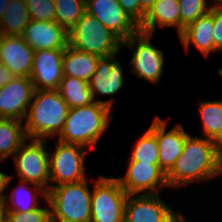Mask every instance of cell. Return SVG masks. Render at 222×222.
<instances>
[{"label":"cell","mask_w":222,"mask_h":222,"mask_svg":"<svg viewBox=\"0 0 222 222\" xmlns=\"http://www.w3.org/2000/svg\"><path fill=\"white\" fill-rule=\"evenodd\" d=\"M56 149L50 155V188L65 183L80 182L85 177V150L79 144L57 141Z\"/></svg>","instance_id":"ba28073f"},{"label":"cell","mask_w":222,"mask_h":222,"mask_svg":"<svg viewBox=\"0 0 222 222\" xmlns=\"http://www.w3.org/2000/svg\"><path fill=\"white\" fill-rule=\"evenodd\" d=\"M14 76L6 68V66L0 61V88L8 84Z\"/></svg>","instance_id":"e575fe53"},{"label":"cell","mask_w":222,"mask_h":222,"mask_svg":"<svg viewBox=\"0 0 222 222\" xmlns=\"http://www.w3.org/2000/svg\"><path fill=\"white\" fill-rule=\"evenodd\" d=\"M117 54L108 57H101L96 66L94 74L91 76L89 89L95 102H99L112 108V100L97 99L96 95H116L124 84L123 70L121 63L116 58Z\"/></svg>","instance_id":"2e32d148"},{"label":"cell","mask_w":222,"mask_h":222,"mask_svg":"<svg viewBox=\"0 0 222 222\" xmlns=\"http://www.w3.org/2000/svg\"><path fill=\"white\" fill-rule=\"evenodd\" d=\"M177 214L158 194H128L124 222H169Z\"/></svg>","instance_id":"7c38bea8"},{"label":"cell","mask_w":222,"mask_h":222,"mask_svg":"<svg viewBox=\"0 0 222 222\" xmlns=\"http://www.w3.org/2000/svg\"><path fill=\"white\" fill-rule=\"evenodd\" d=\"M34 90L30 77H14L1 87L0 118L24 121Z\"/></svg>","instance_id":"5bb4252c"},{"label":"cell","mask_w":222,"mask_h":222,"mask_svg":"<svg viewBox=\"0 0 222 222\" xmlns=\"http://www.w3.org/2000/svg\"><path fill=\"white\" fill-rule=\"evenodd\" d=\"M86 11L123 41L137 34L139 25L128 16L117 0H85Z\"/></svg>","instance_id":"8fae6325"},{"label":"cell","mask_w":222,"mask_h":222,"mask_svg":"<svg viewBox=\"0 0 222 222\" xmlns=\"http://www.w3.org/2000/svg\"><path fill=\"white\" fill-rule=\"evenodd\" d=\"M55 21L69 32L86 12L85 0H54Z\"/></svg>","instance_id":"4316f807"},{"label":"cell","mask_w":222,"mask_h":222,"mask_svg":"<svg viewBox=\"0 0 222 222\" xmlns=\"http://www.w3.org/2000/svg\"><path fill=\"white\" fill-rule=\"evenodd\" d=\"M218 73H219L220 76H222V68L218 69Z\"/></svg>","instance_id":"b9f144b4"},{"label":"cell","mask_w":222,"mask_h":222,"mask_svg":"<svg viewBox=\"0 0 222 222\" xmlns=\"http://www.w3.org/2000/svg\"><path fill=\"white\" fill-rule=\"evenodd\" d=\"M169 222H186L184 215L178 213L175 217H173Z\"/></svg>","instance_id":"f35d334b"},{"label":"cell","mask_w":222,"mask_h":222,"mask_svg":"<svg viewBox=\"0 0 222 222\" xmlns=\"http://www.w3.org/2000/svg\"><path fill=\"white\" fill-rule=\"evenodd\" d=\"M129 161L159 164V148L156 136L149 128L137 141Z\"/></svg>","instance_id":"83f0119b"},{"label":"cell","mask_w":222,"mask_h":222,"mask_svg":"<svg viewBox=\"0 0 222 222\" xmlns=\"http://www.w3.org/2000/svg\"><path fill=\"white\" fill-rule=\"evenodd\" d=\"M22 37L34 51L68 46V32L56 21L30 20Z\"/></svg>","instance_id":"e0dca14e"},{"label":"cell","mask_w":222,"mask_h":222,"mask_svg":"<svg viewBox=\"0 0 222 222\" xmlns=\"http://www.w3.org/2000/svg\"><path fill=\"white\" fill-rule=\"evenodd\" d=\"M111 118V108L99 102L70 108L58 140L92 149L107 130Z\"/></svg>","instance_id":"3957f363"},{"label":"cell","mask_w":222,"mask_h":222,"mask_svg":"<svg viewBox=\"0 0 222 222\" xmlns=\"http://www.w3.org/2000/svg\"><path fill=\"white\" fill-rule=\"evenodd\" d=\"M5 222H51V212L49 208L42 207L26 213L6 212Z\"/></svg>","instance_id":"4dcf8cb0"},{"label":"cell","mask_w":222,"mask_h":222,"mask_svg":"<svg viewBox=\"0 0 222 222\" xmlns=\"http://www.w3.org/2000/svg\"><path fill=\"white\" fill-rule=\"evenodd\" d=\"M24 124L27 138L46 140L60 135L70 107L58 90L35 89Z\"/></svg>","instance_id":"7a4b0ae2"},{"label":"cell","mask_w":222,"mask_h":222,"mask_svg":"<svg viewBox=\"0 0 222 222\" xmlns=\"http://www.w3.org/2000/svg\"><path fill=\"white\" fill-rule=\"evenodd\" d=\"M213 1L216 3L213 6L222 8V0H213Z\"/></svg>","instance_id":"ab89813d"},{"label":"cell","mask_w":222,"mask_h":222,"mask_svg":"<svg viewBox=\"0 0 222 222\" xmlns=\"http://www.w3.org/2000/svg\"><path fill=\"white\" fill-rule=\"evenodd\" d=\"M45 145L46 140L31 139L29 144L25 141L13 155V159L20 180L38 185L48 192L50 165L49 153Z\"/></svg>","instance_id":"52a82bcc"},{"label":"cell","mask_w":222,"mask_h":222,"mask_svg":"<svg viewBox=\"0 0 222 222\" xmlns=\"http://www.w3.org/2000/svg\"><path fill=\"white\" fill-rule=\"evenodd\" d=\"M23 121L0 118V160L13 156L27 140Z\"/></svg>","instance_id":"603a6c76"},{"label":"cell","mask_w":222,"mask_h":222,"mask_svg":"<svg viewBox=\"0 0 222 222\" xmlns=\"http://www.w3.org/2000/svg\"><path fill=\"white\" fill-rule=\"evenodd\" d=\"M116 179L127 194L134 195L159 194V188L168 186L159 164L129 161L126 175Z\"/></svg>","instance_id":"30bf717a"},{"label":"cell","mask_w":222,"mask_h":222,"mask_svg":"<svg viewBox=\"0 0 222 222\" xmlns=\"http://www.w3.org/2000/svg\"><path fill=\"white\" fill-rule=\"evenodd\" d=\"M86 179L52 186L47 192L51 222H90L91 190Z\"/></svg>","instance_id":"277c9868"},{"label":"cell","mask_w":222,"mask_h":222,"mask_svg":"<svg viewBox=\"0 0 222 222\" xmlns=\"http://www.w3.org/2000/svg\"><path fill=\"white\" fill-rule=\"evenodd\" d=\"M222 175V147L207 138L186 137L183 151L166 174L168 187L188 186L193 182Z\"/></svg>","instance_id":"6da1fadb"},{"label":"cell","mask_w":222,"mask_h":222,"mask_svg":"<svg viewBox=\"0 0 222 222\" xmlns=\"http://www.w3.org/2000/svg\"><path fill=\"white\" fill-rule=\"evenodd\" d=\"M34 50L22 36L3 35L0 61L14 77H30Z\"/></svg>","instance_id":"ac0fdd59"},{"label":"cell","mask_w":222,"mask_h":222,"mask_svg":"<svg viewBox=\"0 0 222 222\" xmlns=\"http://www.w3.org/2000/svg\"><path fill=\"white\" fill-rule=\"evenodd\" d=\"M68 45L99 57L119 54L120 48L124 47L123 40L119 36L87 11L68 32Z\"/></svg>","instance_id":"5b68a950"},{"label":"cell","mask_w":222,"mask_h":222,"mask_svg":"<svg viewBox=\"0 0 222 222\" xmlns=\"http://www.w3.org/2000/svg\"><path fill=\"white\" fill-rule=\"evenodd\" d=\"M177 27L180 35V5L178 0H156L153 7L145 15L139 29L143 33L155 34L156 26Z\"/></svg>","instance_id":"ffe728a7"},{"label":"cell","mask_w":222,"mask_h":222,"mask_svg":"<svg viewBox=\"0 0 222 222\" xmlns=\"http://www.w3.org/2000/svg\"><path fill=\"white\" fill-rule=\"evenodd\" d=\"M65 49L34 51L30 80L35 89L58 90L63 75L62 57Z\"/></svg>","instance_id":"4fadbf2b"},{"label":"cell","mask_w":222,"mask_h":222,"mask_svg":"<svg viewBox=\"0 0 222 222\" xmlns=\"http://www.w3.org/2000/svg\"><path fill=\"white\" fill-rule=\"evenodd\" d=\"M124 12L139 25V0H117Z\"/></svg>","instance_id":"d6a6232c"},{"label":"cell","mask_w":222,"mask_h":222,"mask_svg":"<svg viewBox=\"0 0 222 222\" xmlns=\"http://www.w3.org/2000/svg\"><path fill=\"white\" fill-rule=\"evenodd\" d=\"M2 41H3V35L0 33V47H1Z\"/></svg>","instance_id":"60d3db41"},{"label":"cell","mask_w":222,"mask_h":222,"mask_svg":"<svg viewBox=\"0 0 222 222\" xmlns=\"http://www.w3.org/2000/svg\"><path fill=\"white\" fill-rule=\"evenodd\" d=\"M12 179H13L12 175H6L5 173L0 171V200L5 199V194H3V192Z\"/></svg>","instance_id":"d590c367"},{"label":"cell","mask_w":222,"mask_h":222,"mask_svg":"<svg viewBox=\"0 0 222 222\" xmlns=\"http://www.w3.org/2000/svg\"><path fill=\"white\" fill-rule=\"evenodd\" d=\"M20 181L21 182L18 187L14 188V190L11 192L10 199H8V194L5 195L4 200L6 205V212L18 211L21 213H26L30 210L39 208L40 196L38 194H41L45 199H47V191L44 188L33 184L32 190V187L30 188L28 186L31 183L24 180ZM37 191L39 192L38 194L35 193ZM7 199L9 200L8 202Z\"/></svg>","instance_id":"7402d4cb"},{"label":"cell","mask_w":222,"mask_h":222,"mask_svg":"<svg viewBox=\"0 0 222 222\" xmlns=\"http://www.w3.org/2000/svg\"><path fill=\"white\" fill-rule=\"evenodd\" d=\"M91 194L90 222H124L128 194L114 177H99Z\"/></svg>","instance_id":"8992f818"},{"label":"cell","mask_w":222,"mask_h":222,"mask_svg":"<svg viewBox=\"0 0 222 222\" xmlns=\"http://www.w3.org/2000/svg\"><path fill=\"white\" fill-rule=\"evenodd\" d=\"M213 41L214 52L222 51V8L213 6Z\"/></svg>","instance_id":"1f68e13d"},{"label":"cell","mask_w":222,"mask_h":222,"mask_svg":"<svg viewBox=\"0 0 222 222\" xmlns=\"http://www.w3.org/2000/svg\"><path fill=\"white\" fill-rule=\"evenodd\" d=\"M153 35L139 31L123 41V45L133 50L131 72L156 86L161 80L164 54L151 43Z\"/></svg>","instance_id":"9c48e42d"},{"label":"cell","mask_w":222,"mask_h":222,"mask_svg":"<svg viewBox=\"0 0 222 222\" xmlns=\"http://www.w3.org/2000/svg\"><path fill=\"white\" fill-rule=\"evenodd\" d=\"M100 58L97 55L76 50L68 45L62 57L63 75L89 82Z\"/></svg>","instance_id":"44dd1931"},{"label":"cell","mask_w":222,"mask_h":222,"mask_svg":"<svg viewBox=\"0 0 222 222\" xmlns=\"http://www.w3.org/2000/svg\"><path fill=\"white\" fill-rule=\"evenodd\" d=\"M156 0H139V26L142 24L145 15L153 7Z\"/></svg>","instance_id":"836d02e7"},{"label":"cell","mask_w":222,"mask_h":222,"mask_svg":"<svg viewBox=\"0 0 222 222\" xmlns=\"http://www.w3.org/2000/svg\"><path fill=\"white\" fill-rule=\"evenodd\" d=\"M213 29L212 5L208 13L188 25L179 37L187 51L190 43H192L204 56L208 57L211 52H214Z\"/></svg>","instance_id":"d6986e66"},{"label":"cell","mask_w":222,"mask_h":222,"mask_svg":"<svg viewBox=\"0 0 222 222\" xmlns=\"http://www.w3.org/2000/svg\"><path fill=\"white\" fill-rule=\"evenodd\" d=\"M30 20L55 21L56 9L54 0H25Z\"/></svg>","instance_id":"f546056e"},{"label":"cell","mask_w":222,"mask_h":222,"mask_svg":"<svg viewBox=\"0 0 222 222\" xmlns=\"http://www.w3.org/2000/svg\"><path fill=\"white\" fill-rule=\"evenodd\" d=\"M167 121L159 116L154 118L149 129L155 134L159 148V167L167 174L181 155L186 137L183 126L179 123L166 132Z\"/></svg>","instance_id":"9a60e30c"},{"label":"cell","mask_w":222,"mask_h":222,"mask_svg":"<svg viewBox=\"0 0 222 222\" xmlns=\"http://www.w3.org/2000/svg\"><path fill=\"white\" fill-rule=\"evenodd\" d=\"M199 111L203 124V137L215 141L222 147V100L201 101Z\"/></svg>","instance_id":"484cf974"},{"label":"cell","mask_w":222,"mask_h":222,"mask_svg":"<svg viewBox=\"0 0 222 222\" xmlns=\"http://www.w3.org/2000/svg\"><path fill=\"white\" fill-rule=\"evenodd\" d=\"M10 0H0V21L2 20Z\"/></svg>","instance_id":"74e56055"},{"label":"cell","mask_w":222,"mask_h":222,"mask_svg":"<svg viewBox=\"0 0 222 222\" xmlns=\"http://www.w3.org/2000/svg\"><path fill=\"white\" fill-rule=\"evenodd\" d=\"M58 91L70 108L87 106L95 102L88 82L79 78L64 76Z\"/></svg>","instance_id":"d4e9b609"},{"label":"cell","mask_w":222,"mask_h":222,"mask_svg":"<svg viewBox=\"0 0 222 222\" xmlns=\"http://www.w3.org/2000/svg\"><path fill=\"white\" fill-rule=\"evenodd\" d=\"M180 5V34L184 29L200 16L208 13L206 0H178Z\"/></svg>","instance_id":"f1b7e54d"},{"label":"cell","mask_w":222,"mask_h":222,"mask_svg":"<svg viewBox=\"0 0 222 222\" xmlns=\"http://www.w3.org/2000/svg\"><path fill=\"white\" fill-rule=\"evenodd\" d=\"M6 12L0 21L2 35L22 36L30 22L25 0H10Z\"/></svg>","instance_id":"cb8c5ba5"},{"label":"cell","mask_w":222,"mask_h":222,"mask_svg":"<svg viewBox=\"0 0 222 222\" xmlns=\"http://www.w3.org/2000/svg\"><path fill=\"white\" fill-rule=\"evenodd\" d=\"M6 205L5 200H0V222H5Z\"/></svg>","instance_id":"8d00e7d4"}]
</instances>
